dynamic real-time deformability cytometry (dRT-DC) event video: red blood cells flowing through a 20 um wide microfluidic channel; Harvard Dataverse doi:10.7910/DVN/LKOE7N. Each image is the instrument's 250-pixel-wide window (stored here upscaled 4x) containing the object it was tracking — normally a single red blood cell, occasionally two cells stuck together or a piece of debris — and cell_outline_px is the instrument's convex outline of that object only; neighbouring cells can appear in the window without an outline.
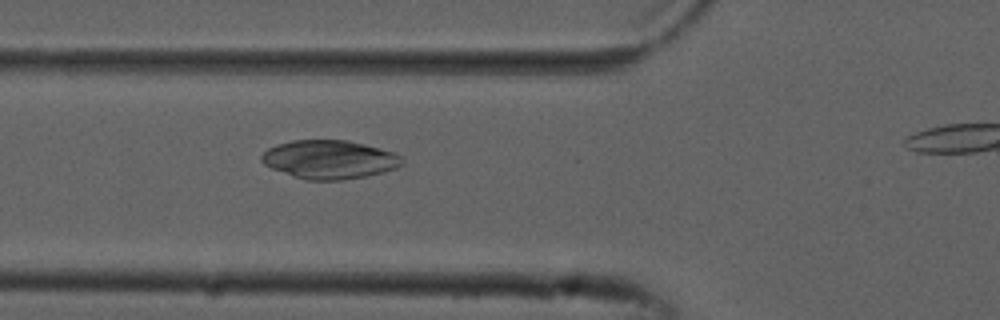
{"species": "common noctule bat (a hibernating species)", "species_latin": "Nyctalus noctula", "temperature_condition": "cold", "stored_images_in_passage": 40, "camera_frame_rate_fps": 3000, "um_per_image_px": 0.085, "animal": {"sex": "male", "forearm_length_mm": 52.5}, "frame": {"image": 1, "passage_image": 14, "time_ms": 4.333, "image_size_px": [1000, 320], "cell_outline_px": [[404, 164], [396, 168], [384, 172], [368, 176], [340, 180], [304, 180], [272, 168], [264, 164], [260, 160], [260, 156], [268, 148], [276, 144], [292, 140], [348, 140], [396, 152], [404, 160]], "centroid_in_image_um": [28.02, 13.55], "position_along_channel_um": 97.8, "area_um2": 31.85}}
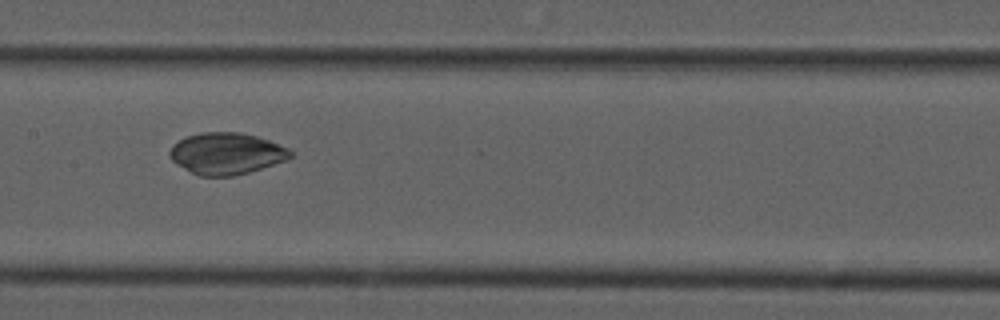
{"frame": {"image": 2, "passage_image": 21, "time_ms": 6.667, "image_size_px": [1000, 320], "cell_outline_px": [[292, 156], [288, 160], [248, 172], [232, 176], [200, 176], [176, 164], [172, 160], [168, 152], [172, 144], [184, 136], [200, 132], [240, 132], [256, 136], [268, 140], [288, 148], [292, 152]], "centroid_in_image_um": [19.22, 13.04], "position_along_channel_um": 188.2, "area_um2": 29.36}}
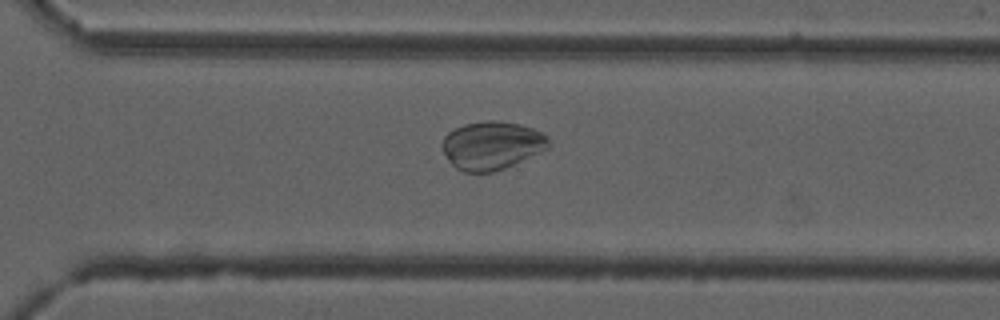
{"frame": {"image": 3, "passage_image": 32, "time_ms": 10.333, "image_size_px": [1000, 320], "cell_outline_px": [[548, 148], [504, 168], [492, 172], [464, 172], [456, 168], [448, 160], [440, 144], [444, 136], [448, 132], [464, 124], [488, 120], [496, 120], [520, 124], [532, 128], [548, 136]], "centroid_in_image_um": [41.76, 12.35], "position_along_channel_um": 328.8, "area_um2": 29.71}}